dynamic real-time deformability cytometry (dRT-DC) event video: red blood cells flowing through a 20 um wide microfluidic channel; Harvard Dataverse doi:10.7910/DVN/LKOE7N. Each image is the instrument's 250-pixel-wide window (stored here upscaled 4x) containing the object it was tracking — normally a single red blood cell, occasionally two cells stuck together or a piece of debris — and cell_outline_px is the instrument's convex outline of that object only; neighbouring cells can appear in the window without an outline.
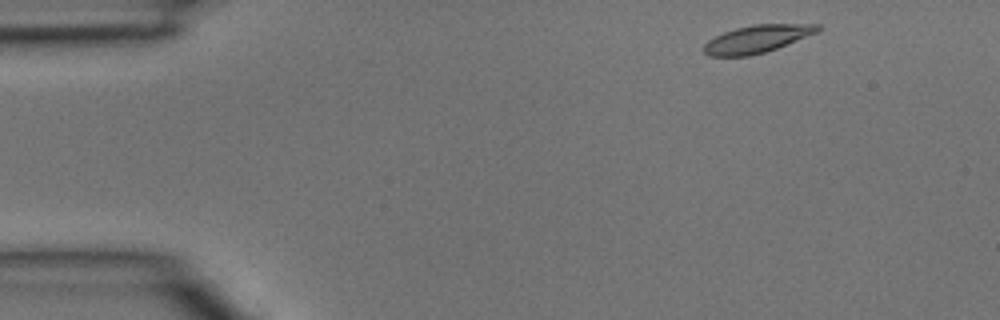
{"species": "common noctule bat (a hibernating species)", "species_latin": "Nyctalus noctula", "temperature_condition": "room temperature", "stored_images_in_passage": 4, "segment_of_instrument_passage": [1, 2], "camera_frame_rate_fps": 3000, "um_per_image_px": 0.085, "animal": {"sex": "male", "body_mass_g": 15.6}, "frame": {"image": 1, "passage_image": 1, "time_ms": 0.0, "image_size_px": [1000, 320], "cell_outline_px": [[820, 28], [816, 32], [776, 48], [764, 52], [748, 56], [708, 56], [704, 52], [704, 44], [708, 40], [724, 32], [736, 28], [752, 24], [820, 24]], "centroid_in_image_um": [64.3, 3.31], "position_along_channel_um": 20.7, "area_um2": 17.98}}